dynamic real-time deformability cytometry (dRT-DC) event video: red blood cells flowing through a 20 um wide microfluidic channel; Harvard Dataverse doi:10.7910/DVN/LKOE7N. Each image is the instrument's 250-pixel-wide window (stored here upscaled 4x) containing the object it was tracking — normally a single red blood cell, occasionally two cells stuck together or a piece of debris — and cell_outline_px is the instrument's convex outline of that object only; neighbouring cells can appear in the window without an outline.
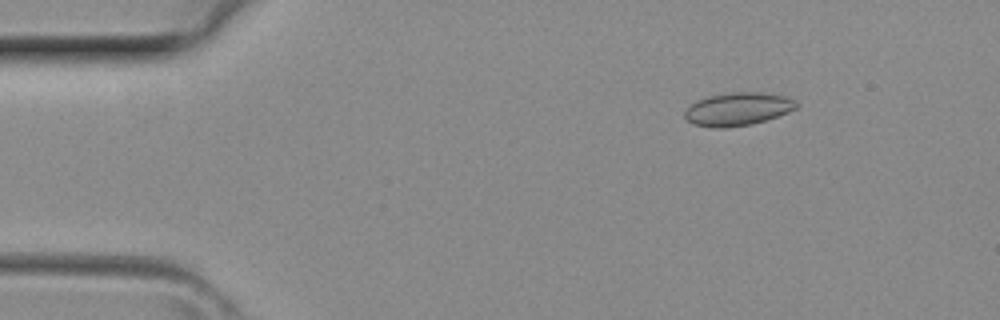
{"species": "common noctule bat (a hibernating species)", "species_latin": "Nyctalus noctula", "temperature_condition": "room temperature", "stored_images_in_passage": 4, "camera_frame_rate_fps": 3000, "um_per_image_px": 0.085, "animal": {"sex": "female", "body_mass_g": 29.2, "forearm_length_mm": 56.3}, "frame": {"image": 1, "passage_image": 2, "time_ms": 0.333, "image_size_px": [1000, 320], "cell_outline_px": [[800, 104], [796, 108], [788, 112], [752, 124], [724, 128], [712, 128], [692, 124], [684, 116], [684, 112], [696, 100], [708, 96], [732, 92], [760, 92], [784, 96], [796, 100]], "centroid_in_image_um": [62.71, 9.27], "position_along_channel_um": 22.3, "area_um2": 21.5}}
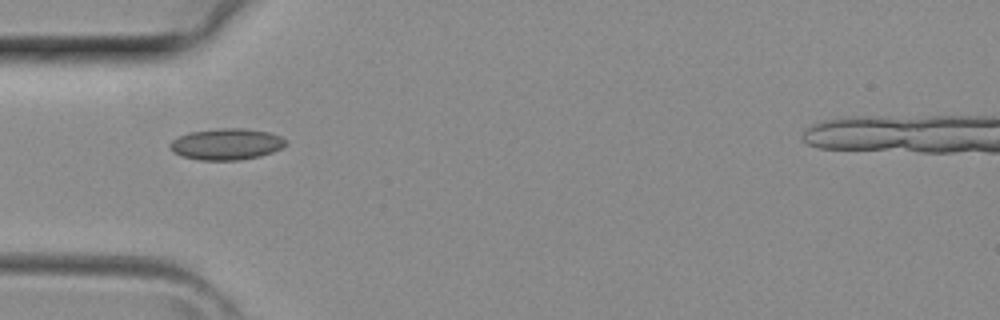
{"frame": {"image": 2, "passage_image": 4, "time_ms": 1.0, "image_size_px": [1000, 320], "cell_outline_px": [[288, 144], [272, 152], [260, 156], [240, 160], [200, 160], [184, 156], [172, 152], [168, 144], [172, 140], [188, 132], [220, 128], [244, 128], [268, 132], [280, 136], [288, 140]], "centroid_in_image_um": [19.26, 12.25], "position_along_channel_um": 65.7, "area_um2": 21.21}}